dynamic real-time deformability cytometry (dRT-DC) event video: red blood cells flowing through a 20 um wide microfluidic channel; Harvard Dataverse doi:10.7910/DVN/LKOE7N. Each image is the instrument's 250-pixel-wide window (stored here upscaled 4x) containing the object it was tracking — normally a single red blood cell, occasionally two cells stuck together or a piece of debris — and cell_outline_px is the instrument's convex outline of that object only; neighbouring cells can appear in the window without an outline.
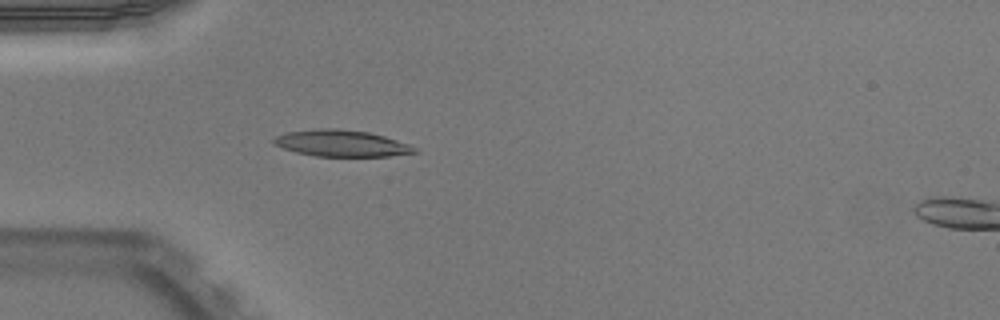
{"species": "Egyptian fruit bat (a non-hibernating species)", "species_latin": "Rousettus aegyptiacus", "temperature_condition": "warm", "stored_images_in_passage": 51, "camera_frame_rate_fps": 3000, "um_per_image_px": 0.085, "animal": {"sex": "male"}, "frame": {"image": 1, "passage_image": 15, "time_ms": 4.667, "image_size_px": [1000, 320], "cell_outline_px": [[416, 152], [388, 156], [316, 156], [296, 152], [272, 144], [272, 140], [276, 136], [284, 132], [316, 128], [336, 128], [368, 132], [384, 136], [408, 144], [416, 148]], "centroid_in_image_um": [28.95, 12.17], "position_along_channel_um": 56.0, "area_um2": 21.68}, "authors_computed_cell_mechanics": {"area_um2": 21.6172, "velocity_mm_per_s": 3.9661, "shape_relaxation_time_tau1_ms": 11.0887, "shape_relaxation_time_tau2_ms": 1.6863, "deformation_change_tau1": 0.3519, "deformation_change_tau2": 0.1075}}